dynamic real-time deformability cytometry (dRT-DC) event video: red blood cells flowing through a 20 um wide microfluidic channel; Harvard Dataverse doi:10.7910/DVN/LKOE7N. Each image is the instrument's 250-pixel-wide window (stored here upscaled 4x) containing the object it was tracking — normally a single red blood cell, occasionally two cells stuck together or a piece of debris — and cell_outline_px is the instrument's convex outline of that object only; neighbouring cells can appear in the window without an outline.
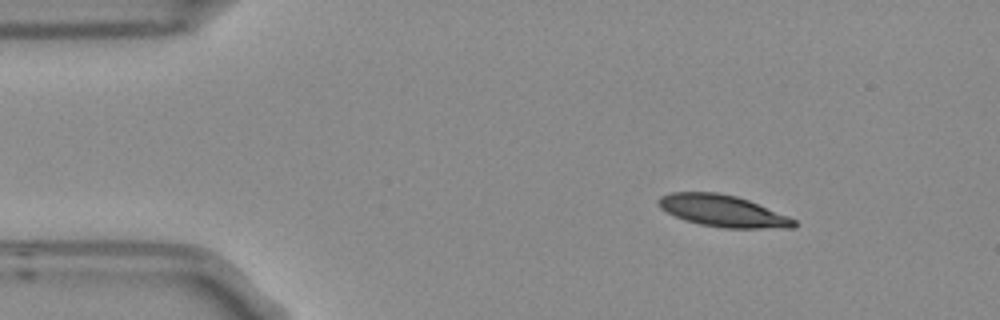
{"species": "Egyptian fruit bat (a non-hibernating species)", "species_latin": "Rousettus aegyptiacus", "temperature_condition": "room temperature", "stored_images_in_passage": 3, "camera_frame_rate_fps": 3000, "um_per_image_px": 0.085, "frame": {"image": 1, "passage_image": 1, "time_ms": 0.0, "image_size_px": [1000, 320], "cell_outline_px": [[796, 228], [720, 228], [700, 224], [684, 220], [660, 208], [656, 200], [660, 196], [672, 192], [716, 192], [736, 196], [748, 200], [788, 216], [796, 220]], "centroid_in_image_um": [61.43, 17.93], "position_along_channel_um": 23.6, "area_um2": 25.03}}